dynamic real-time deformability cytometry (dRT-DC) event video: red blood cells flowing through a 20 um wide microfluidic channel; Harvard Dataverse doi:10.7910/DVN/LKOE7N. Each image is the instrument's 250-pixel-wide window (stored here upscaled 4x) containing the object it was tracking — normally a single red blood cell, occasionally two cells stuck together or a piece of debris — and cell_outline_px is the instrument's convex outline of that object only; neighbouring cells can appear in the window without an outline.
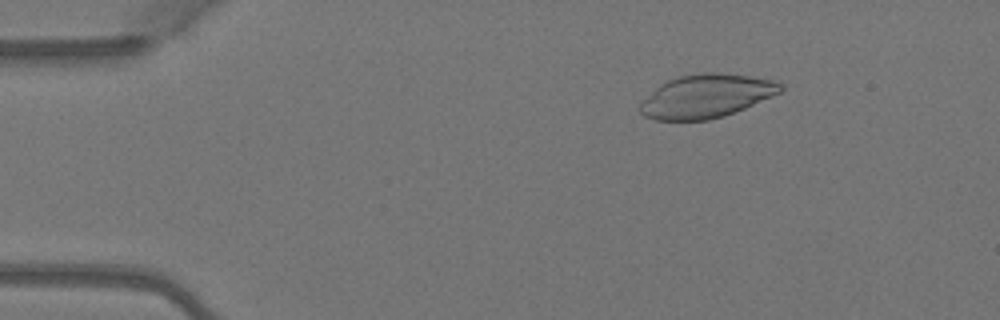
{"species": "Egyptian fruit bat (a non-hibernating species)", "species_latin": "Rousettus aegyptiacus", "temperature_condition": "warm", "stored_images_in_passage": 4, "camera_frame_rate_fps": 3000, "um_per_image_px": 0.085, "animal": {"sex": "female"}, "frame": {"image": 1, "passage_image": 2, "time_ms": 0.333, "image_size_px": [1000, 320], "cell_outline_px": [[784, 88], [780, 92], [772, 96], [744, 108], [724, 116], [708, 120], [656, 120], [644, 116], [640, 112], [640, 104], [660, 84], [668, 80], [680, 76], [704, 72], [716, 72], [748, 76], [776, 80], [784, 84]], "centroid_in_image_um": [60.06, 8.17], "position_along_channel_um": 24.9, "area_um2": 35.32}}